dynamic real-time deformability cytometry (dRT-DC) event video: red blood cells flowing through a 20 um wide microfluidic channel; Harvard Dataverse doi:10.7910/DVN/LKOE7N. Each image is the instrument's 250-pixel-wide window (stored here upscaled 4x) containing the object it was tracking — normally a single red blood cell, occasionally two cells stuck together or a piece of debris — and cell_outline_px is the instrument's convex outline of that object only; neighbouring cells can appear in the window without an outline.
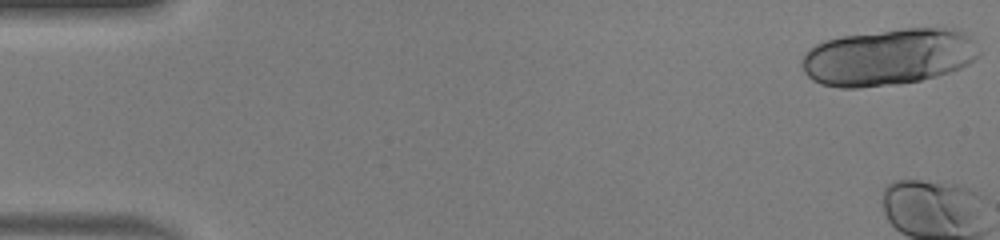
{"species": "human", "species_latin": "Homo sapiens", "temperature_condition": "warm", "stored_images_in_passage": 6, "camera_frame_rate_fps": 3000, "um_per_image_px": 0.085, "donor": {"sex": "male"}, "frame": {"image": 1, "passage_image": 1, "time_ms": 0.0, "image_size_px": [1000, 240], "cell_outline_px": [[980, 56], [968, 64], [960, 68], [936, 76], [920, 80], [900, 84], [856, 88], [840, 88], [820, 84], [812, 80], [804, 72], [800, 64], [808, 48], [824, 40], [840, 36], [900, 28], [960, 28], [972, 40], [980, 52]], "centroid_in_image_um": [75.5, 4.84], "position_along_channel_um": 9.5, "area_um2": 59.07}}